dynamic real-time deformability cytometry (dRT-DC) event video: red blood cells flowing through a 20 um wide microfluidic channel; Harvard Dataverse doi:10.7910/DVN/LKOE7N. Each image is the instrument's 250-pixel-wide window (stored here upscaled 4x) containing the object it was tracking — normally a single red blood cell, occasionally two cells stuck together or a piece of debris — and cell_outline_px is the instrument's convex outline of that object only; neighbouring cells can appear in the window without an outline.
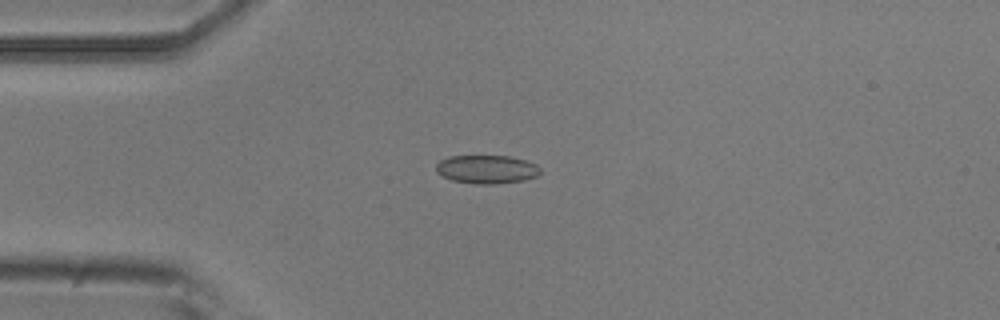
{"species": "common noctule bat (a hibernating species)", "species_latin": "Nyctalus noctula", "temperature_condition": "room temperature", "stored_images_in_passage": 8, "camera_frame_rate_fps": 3000, "um_per_image_px": 0.085, "animal": {"sex": "male", "body_mass_g": 20.5, "forearm_length_mm": 52.5}, "frame": {"image": 1, "passage_image": 4, "time_ms": 3.667, "image_size_px": [1000, 320], "cell_outline_px": [[540, 172], [536, 176], [524, 180], [496, 184], [476, 184], [452, 180], [436, 172], [436, 164], [440, 160], [448, 156], [508, 156], [524, 160], [536, 164], [540, 168]], "centroid_in_image_um": [41.35, 14.39], "position_along_channel_um": 43.6, "area_um2": 17.22}}
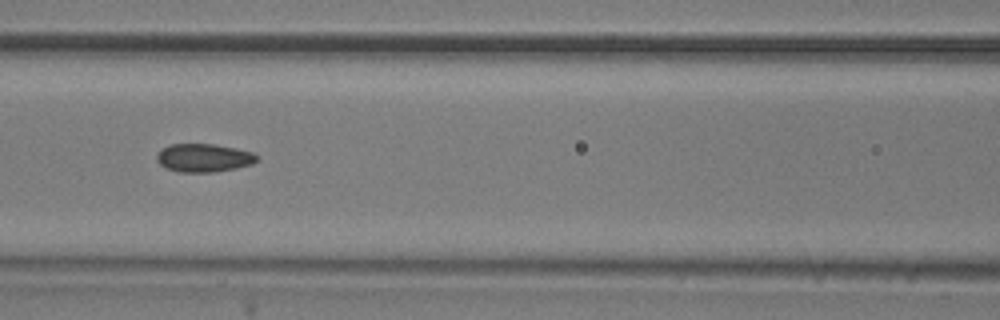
{"frame": {"image": 2, "passage_image": 7, "time_ms": 7.0, "image_size_px": [1000, 320], "cell_outline_px": [[256, 160], [252, 164], [236, 168], [212, 172], [180, 172], [164, 168], [156, 160], [156, 156], [160, 148], [168, 144], [216, 144], [236, 148], [252, 152], [256, 156]], "centroid_in_image_um": [17.25, 13.41], "position_along_channel_um": 149.3, "area_um2": 16.59}}
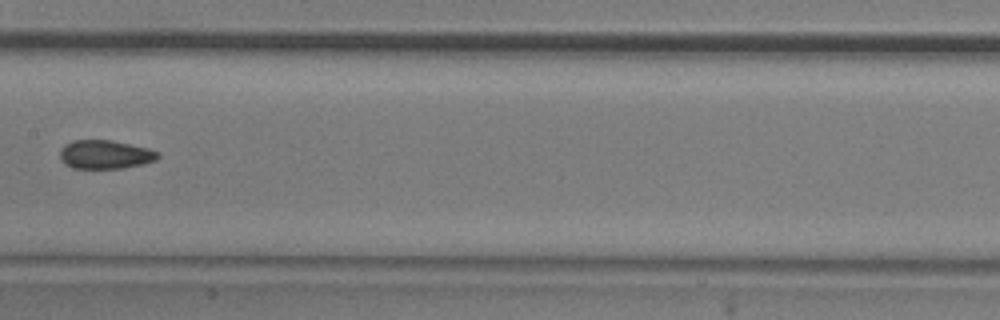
{"frame": {"image": 3, "passage_image": 8, "time_ms": 8.333, "image_size_px": [1000, 320], "cell_outline_px": [[160, 156], [156, 160], [144, 164], [124, 168], [72, 168], [64, 164], [60, 160], [60, 152], [64, 144], [72, 140], [112, 140], [148, 148], [160, 152]], "centroid_in_image_um": [8.95, 13.13], "position_along_channel_um": 198.5, "area_um2": 16.59}}